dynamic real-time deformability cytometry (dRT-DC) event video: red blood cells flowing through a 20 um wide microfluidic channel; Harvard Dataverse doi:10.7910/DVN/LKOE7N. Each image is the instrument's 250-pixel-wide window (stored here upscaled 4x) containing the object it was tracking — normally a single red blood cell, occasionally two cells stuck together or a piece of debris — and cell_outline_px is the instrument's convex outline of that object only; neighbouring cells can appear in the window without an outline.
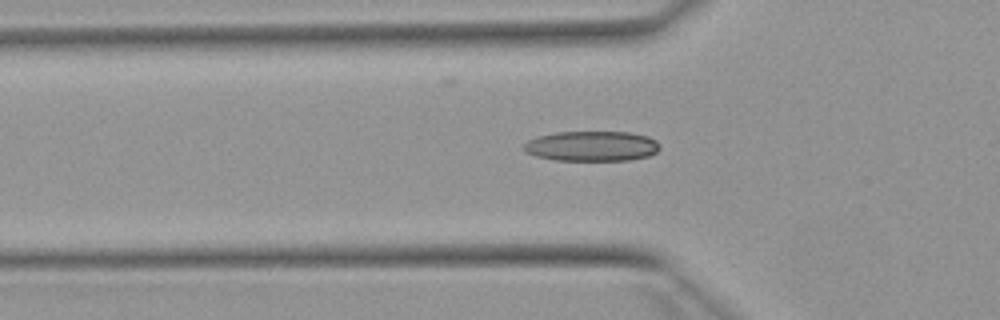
{"species": "Egyptian fruit bat (a non-hibernating species)", "species_latin": "Rousettus aegyptiacus", "temperature_condition": "warm", "stored_images_in_passage": 52, "camera_frame_rate_fps": 3000, "um_per_image_px": 0.085, "animal": {"sex": "female"}, "frame": {"image": 1, "passage_image": 17, "time_ms": 5.333, "image_size_px": [1000, 320], "cell_outline_px": [[660, 148], [656, 152], [648, 156], [628, 160], [552, 160], [536, 156], [524, 152], [520, 148], [528, 140], [536, 136], [556, 132], [628, 132], [648, 136], [656, 140], [660, 144]], "centroid_in_image_um": [50.26, 12.42], "position_along_channel_um": 75.5, "area_um2": 24.1}}
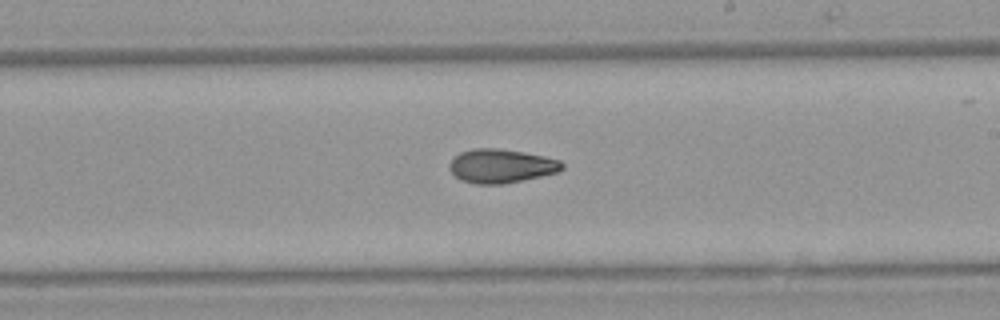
{"frame": {"image": 2, "passage_image": 30, "time_ms": 9.667, "image_size_px": [1000, 320], "cell_outline_px": [[564, 168], [560, 172], [504, 184], [476, 184], [460, 180], [448, 168], [448, 164], [460, 152], [472, 148], [500, 148], [524, 152], [544, 156], [560, 160], [564, 164]], "centroid_in_image_um": [42.61, 14.11], "position_along_channel_um": 246.4, "area_um2": 22.43}}
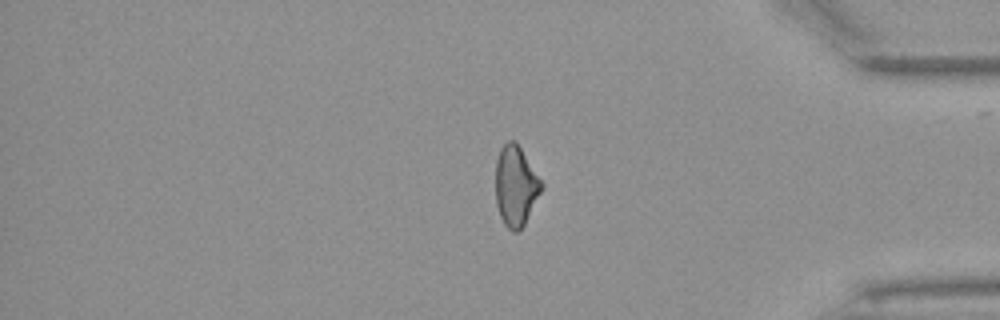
{"frame": {"image": 3, "passage_image": 43, "time_ms": 14.0, "image_size_px": [1000, 320], "cell_outline_px": [[544, 188], [524, 224], [516, 232], [512, 232], [504, 224], [500, 216], [496, 204], [496, 160], [500, 148], [508, 140], [516, 140], [544, 184]], "centroid_in_image_um": [43.84, 15.78], "position_along_channel_um": 391.4, "area_um2": 21.62}, "authors_computed_cell_mechanics": {"area_um2": 22.1663, "velocity_mm_per_s": 3.9321, "shape_relaxation_time_tau1_ms": null, "shape_relaxation_time_tau2_ms": 5.8138, "deformation_change_tau1": null, "deformation_change_tau2": 0.1336}}